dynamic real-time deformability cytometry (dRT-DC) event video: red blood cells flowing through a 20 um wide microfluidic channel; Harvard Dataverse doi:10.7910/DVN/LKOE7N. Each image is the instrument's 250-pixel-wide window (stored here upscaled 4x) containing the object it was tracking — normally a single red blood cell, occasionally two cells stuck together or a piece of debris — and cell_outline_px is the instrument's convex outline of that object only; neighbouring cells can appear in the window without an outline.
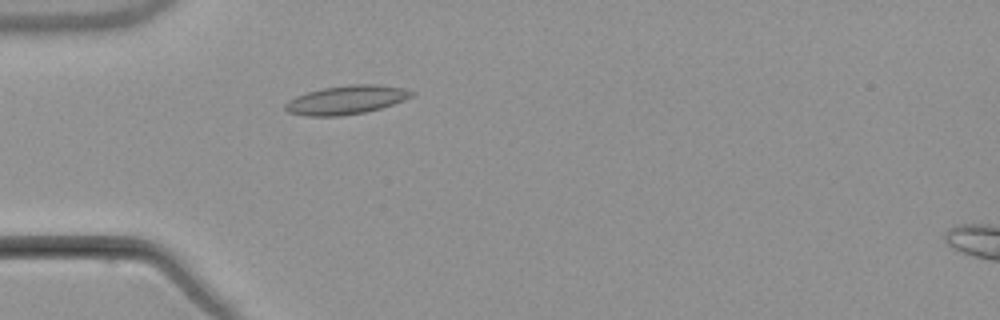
{"species": "common noctule bat (a hibernating species)", "species_latin": "Nyctalus noctula", "temperature_condition": "warm", "stored_images_in_passage": 1, "camera_frame_rate_fps": 3000, "um_per_image_px": 0.085, "animal": {"sex": "male", "body_mass_g": 21.5, "forearm_length_mm": 52.0}, "frame": {"image": 1, "passage_image": 1, "time_ms": 0.0, "image_size_px": [1000, 320], "cell_outline_px": [[416, 92], [412, 96], [404, 100], [380, 108], [364, 112], [340, 116], [304, 116], [288, 112], [284, 108], [284, 104], [288, 100], [296, 96], [308, 92], [324, 88], [352, 84], [376, 84], [404, 88]], "centroid_in_image_um": [29.42, 8.49], "position_along_channel_um": 55.6, "area_um2": 21.1}}